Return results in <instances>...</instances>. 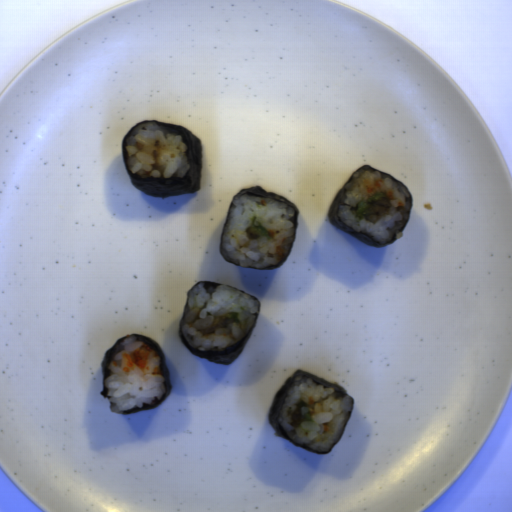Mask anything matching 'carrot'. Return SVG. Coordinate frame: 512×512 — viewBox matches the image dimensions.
Segmentation results:
<instances>
[{"label":"carrot","instance_id":"b8716197","mask_svg":"<svg viewBox=\"0 0 512 512\" xmlns=\"http://www.w3.org/2000/svg\"><path fill=\"white\" fill-rule=\"evenodd\" d=\"M153 348H151L146 342L131 353H124L123 357L128 359L126 362L127 367H133L136 365L138 369H144Z\"/></svg>","mask_w":512,"mask_h":512},{"label":"carrot","instance_id":"cead05ca","mask_svg":"<svg viewBox=\"0 0 512 512\" xmlns=\"http://www.w3.org/2000/svg\"><path fill=\"white\" fill-rule=\"evenodd\" d=\"M276 247H277V249H276V258H277L278 263H281L285 259L284 248L282 246H280V245H278Z\"/></svg>","mask_w":512,"mask_h":512},{"label":"carrot","instance_id":"1c9b5961","mask_svg":"<svg viewBox=\"0 0 512 512\" xmlns=\"http://www.w3.org/2000/svg\"><path fill=\"white\" fill-rule=\"evenodd\" d=\"M152 375H153V376H154V375H162V376H163V371H162V369L160 368V366H158V367H155V368H154V372H152Z\"/></svg>","mask_w":512,"mask_h":512},{"label":"carrot","instance_id":"07d2c1c8","mask_svg":"<svg viewBox=\"0 0 512 512\" xmlns=\"http://www.w3.org/2000/svg\"><path fill=\"white\" fill-rule=\"evenodd\" d=\"M381 182H383L382 180H379V179H376L375 182H374V186L376 187H379L381 186Z\"/></svg>","mask_w":512,"mask_h":512},{"label":"carrot","instance_id":"79d8ee17","mask_svg":"<svg viewBox=\"0 0 512 512\" xmlns=\"http://www.w3.org/2000/svg\"><path fill=\"white\" fill-rule=\"evenodd\" d=\"M386 196L391 200L393 199L394 195L392 193V191H389L388 193H386Z\"/></svg>","mask_w":512,"mask_h":512},{"label":"carrot","instance_id":"46ec933d","mask_svg":"<svg viewBox=\"0 0 512 512\" xmlns=\"http://www.w3.org/2000/svg\"><path fill=\"white\" fill-rule=\"evenodd\" d=\"M309 405L315 404V400L313 397L308 398Z\"/></svg>","mask_w":512,"mask_h":512},{"label":"carrot","instance_id":"abdcd85c","mask_svg":"<svg viewBox=\"0 0 512 512\" xmlns=\"http://www.w3.org/2000/svg\"><path fill=\"white\" fill-rule=\"evenodd\" d=\"M366 190H367V192H368L369 194H370V193H372V192H374V189H373V187H371V186H370V187H367V189H366Z\"/></svg>","mask_w":512,"mask_h":512},{"label":"carrot","instance_id":"7f4f0e56","mask_svg":"<svg viewBox=\"0 0 512 512\" xmlns=\"http://www.w3.org/2000/svg\"><path fill=\"white\" fill-rule=\"evenodd\" d=\"M329 429H330V428H329V426L325 424V425H324V427H323V430H324L325 432H328V431H329Z\"/></svg>","mask_w":512,"mask_h":512},{"label":"carrot","instance_id":"942b0fe3","mask_svg":"<svg viewBox=\"0 0 512 512\" xmlns=\"http://www.w3.org/2000/svg\"><path fill=\"white\" fill-rule=\"evenodd\" d=\"M397 205H398V207H400V208H403V207H404V204H403V202H401V201H400V202H398V203H397Z\"/></svg>","mask_w":512,"mask_h":512},{"label":"carrot","instance_id":"e1d6ba96","mask_svg":"<svg viewBox=\"0 0 512 512\" xmlns=\"http://www.w3.org/2000/svg\"><path fill=\"white\" fill-rule=\"evenodd\" d=\"M122 371H123V372H127V373H128V372H130V370H129V368H128V367H124Z\"/></svg>","mask_w":512,"mask_h":512},{"label":"carrot","instance_id":"ad0e68b4","mask_svg":"<svg viewBox=\"0 0 512 512\" xmlns=\"http://www.w3.org/2000/svg\"><path fill=\"white\" fill-rule=\"evenodd\" d=\"M153 357H160V355H159L158 351H155V352H154Z\"/></svg>","mask_w":512,"mask_h":512},{"label":"carrot","instance_id":"22903bb0","mask_svg":"<svg viewBox=\"0 0 512 512\" xmlns=\"http://www.w3.org/2000/svg\"><path fill=\"white\" fill-rule=\"evenodd\" d=\"M268 231L271 233L270 238H273V237H274V232H273V230H268Z\"/></svg>","mask_w":512,"mask_h":512},{"label":"carrot","instance_id":"e3c8d2d2","mask_svg":"<svg viewBox=\"0 0 512 512\" xmlns=\"http://www.w3.org/2000/svg\"><path fill=\"white\" fill-rule=\"evenodd\" d=\"M260 203H261V205H264V204H265V200H263V199H262V200L260 201Z\"/></svg>","mask_w":512,"mask_h":512},{"label":"carrot","instance_id":"4e7dbe19","mask_svg":"<svg viewBox=\"0 0 512 512\" xmlns=\"http://www.w3.org/2000/svg\"><path fill=\"white\" fill-rule=\"evenodd\" d=\"M113 364H114V366H118V363L115 360L113 361Z\"/></svg>","mask_w":512,"mask_h":512}]
</instances>
